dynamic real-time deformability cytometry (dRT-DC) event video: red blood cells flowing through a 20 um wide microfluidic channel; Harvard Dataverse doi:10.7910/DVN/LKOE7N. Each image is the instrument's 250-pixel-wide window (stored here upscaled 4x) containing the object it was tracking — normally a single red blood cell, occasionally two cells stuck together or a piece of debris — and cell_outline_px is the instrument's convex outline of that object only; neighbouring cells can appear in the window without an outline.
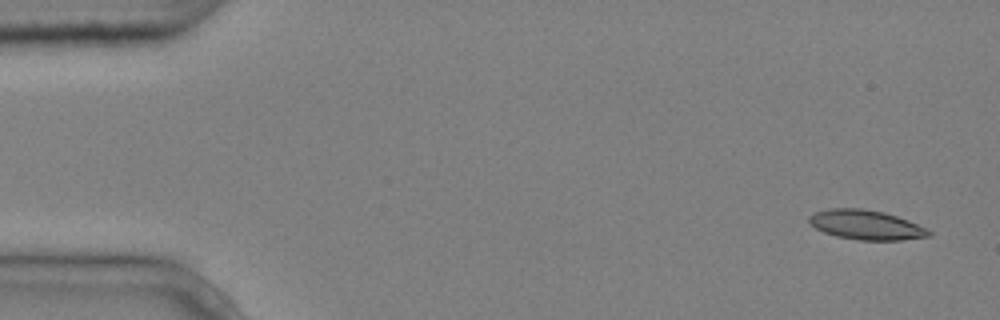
{"species": "common noctule bat (a hibernating species)", "species_latin": "Nyctalus noctula", "temperature_condition": "cold", "stored_images_in_passage": 5, "camera_frame_rate_fps": 3000, "um_per_image_px": 0.085, "animal": {"sex": "male", "body_mass_g": 20.4}, "frame": {"image": 1, "passage_image": 1, "time_ms": 0.0, "image_size_px": [1000, 320], "cell_outline_px": [[932, 236], [900, 240], [860, 240], [836, 236], [824, 232], [816, 228], [808, 220], [808, 216], [816, 212], [828, 208], [860, 208], [884, 212], [908, 220], [932, 232]], "centroid_in_image_um": [73.61, 19.11], "position_along_channel_um": 11.4, "area_um2": 20.46}}